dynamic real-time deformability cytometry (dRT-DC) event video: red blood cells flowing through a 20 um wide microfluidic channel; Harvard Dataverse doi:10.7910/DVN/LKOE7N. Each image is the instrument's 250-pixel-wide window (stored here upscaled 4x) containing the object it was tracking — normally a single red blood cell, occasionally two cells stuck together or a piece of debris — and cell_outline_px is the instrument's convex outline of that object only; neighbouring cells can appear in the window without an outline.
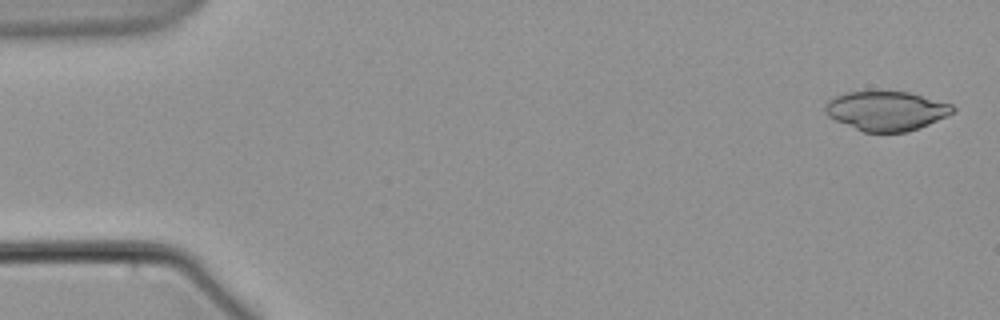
{"species": "common noctule bat (a hibernating species)", "species_latin": "Nyctalus noctula", "temperature_condition": "warm", "stored_images_in_passage": 6, "camera_frame_rate_fps": 3000, "um_per_image_px": 0.085, "animal": {"sex": "male", "body_mass_g": 21.5, "forearm_length_mm": 52.0}, "frame": {"image": 1, "passage_image": 1, "time_ms": 0.0, "image_size_px": [1000, 320], "cell_outline_px": [[956, 112], [948, 116], [908, 132], [864, 132], [836, 120], [828, 116], [824, 112], [824, 104], [828, 100], [836, 96], [848, 92], [908, 92], [952, 104], [956, 108]], "centroid_in_image_um": [75.35, 9.43], "position_along_channel_um": 9.6, "area_um2": 29.13}}